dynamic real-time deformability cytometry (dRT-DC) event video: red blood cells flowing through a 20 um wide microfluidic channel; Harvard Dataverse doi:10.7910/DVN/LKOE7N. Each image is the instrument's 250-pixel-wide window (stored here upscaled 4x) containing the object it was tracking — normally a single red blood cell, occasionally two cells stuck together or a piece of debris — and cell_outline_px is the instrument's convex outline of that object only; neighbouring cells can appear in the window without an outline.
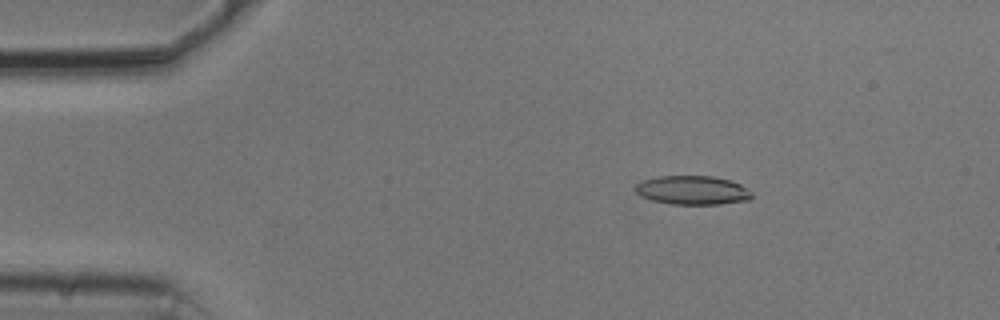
{"species": "common noctule bat (a hibernating species)", "species_latin": "Nyctalus noctula", "temperature_condition": "cold", "stored_images_in_passage": 50, "camera_frame_rate_fps": 3000, "um_per_image_px": 0.085, "animal": {"sex": "male", "body_mass_g": 20.5, "forearm_length_mm": 52.5}, "frame": {"image": 1, "passage_image": 9, "time_ms": 2.667, "image_size_px": [1000, 320], "cell_outline_px": [[752, 196], [748, 200], [720, 204], [672, 204], [652, 200], [640, 196], [636, 192], [636, 184], [644, 180], [656, 176], [712, 176], [732, 180], [740, 184], [752, 192]], "centroid_in_image_um": [58.87, 16.16], "position_along_channel_um": 26.1, "area_um2": 19.59}}
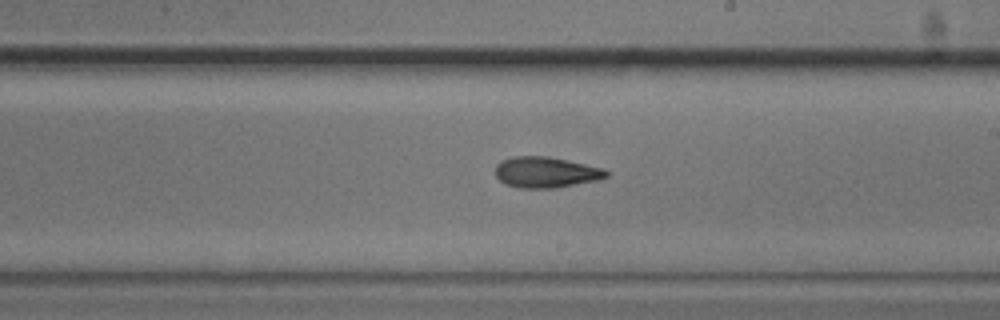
{"frame": {"image": 2, "passage_image": 31, "time_ms": 10.0, "image_size_px": [1000, 320], "cell_outline_px": [[608, 176], [600, 180], [556, 188], [516, 188], [504, 184], [496, 176], [496, 164], [500, 160], [512, 156], [548, 156], [604, 168], [608, 172]], "centroid_in_image_um": [46.39, 14.65], "position_along_channel_um": 242.6, "area_um2": 20.23}}
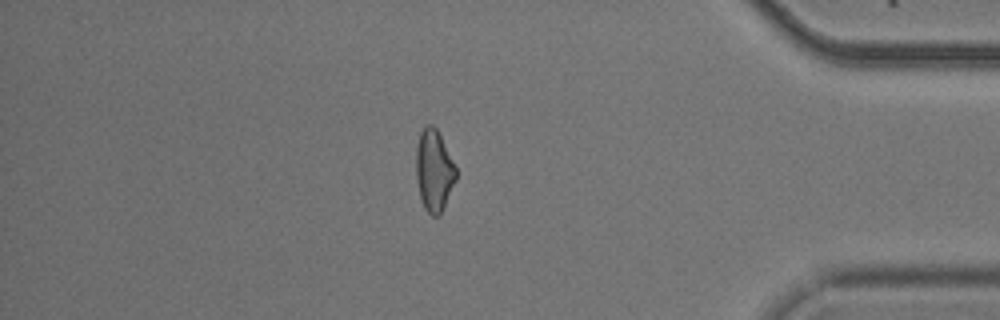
{"frame": {"image": 3, "passage_image": 46, "time_ms": 15.0, "image_size_px": [1000, 320], "cell_outline_px": [[456, 180], [444, 208], [440, 216], [432, 216], [424, 208], [420, 196], [416, 176], [416, 144], [420, 132], [424, 124], [432, 124], [436, 128], [456, 168]], "centroid_in_image_um": [36.88, 14.5], "position_along_channel_um": 398.3, "area_um2": 19.02}, "authors_computed_cell_mechanics": {"area_um2": 19.5942, "velocity_mm_per_s": 3.7886, "shape_relaxation_time_tau1_ms": 3.5412, "shape_relaxation_time_tau2_ms": 3.223, "deformation_change_tau1": 0.1363, "deformation_change_tau2": 0.114}}